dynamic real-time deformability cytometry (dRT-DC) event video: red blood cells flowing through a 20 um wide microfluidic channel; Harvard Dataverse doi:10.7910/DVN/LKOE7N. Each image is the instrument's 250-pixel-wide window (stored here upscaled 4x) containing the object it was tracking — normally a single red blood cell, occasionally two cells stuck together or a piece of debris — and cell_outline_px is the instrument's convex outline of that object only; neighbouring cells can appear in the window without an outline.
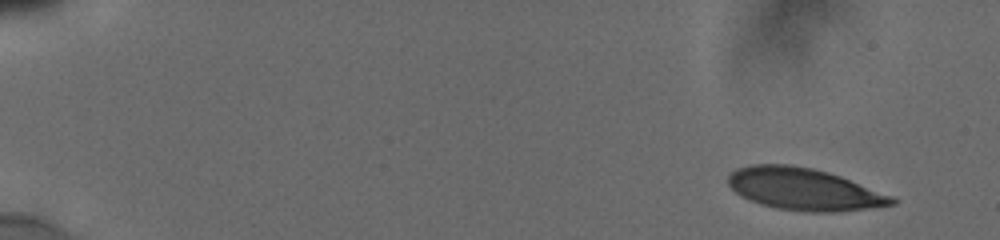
{"species": "human", "species_latin": "Homo sapiens", "temperature_condition": "cold", "stored_images_in_passage": 22, "camera_frame_rate_fps": 3000, "um_per_image_px": 0.085, "donor": {"sex": "male"}, "frame": {"image": 1, "passage_image": 1, "time_ms": 0.0, "image_size_px": [1000, 240], "cell_outline_px": [[896, 204], [836, 212], [812, 212], [776, 208], [760, 204], [748, 200], [736, 192], [728, 184], [728, 176], [736, 168], [752, 164], [788, 164], [812, 168], [828, 172], [840, 176], [892, 196], [896, 200]], "centroid_in_image_um": [68.3, 16.07], "position_along_channel_um": 16.7, "area_um2": 39.82}}